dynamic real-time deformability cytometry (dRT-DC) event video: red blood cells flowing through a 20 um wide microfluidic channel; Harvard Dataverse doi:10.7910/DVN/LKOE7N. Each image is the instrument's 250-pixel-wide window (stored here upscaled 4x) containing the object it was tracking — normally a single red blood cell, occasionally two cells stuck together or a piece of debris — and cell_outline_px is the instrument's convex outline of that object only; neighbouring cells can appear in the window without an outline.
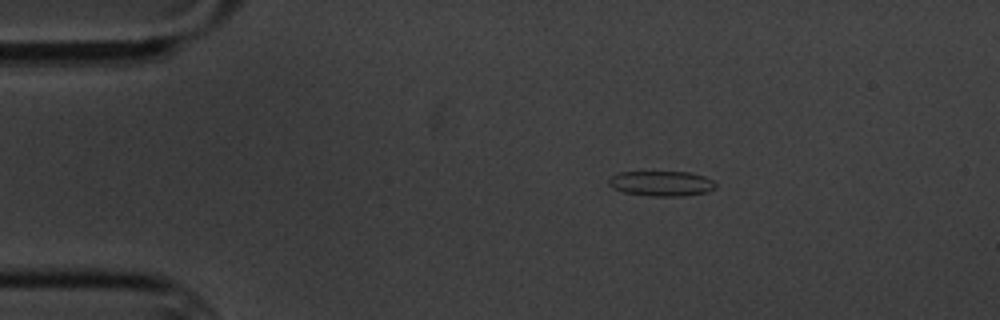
{"species": "common noctule bat (a hibernating species)", "species_latin": "Nyctalus noctula", "temperature_condition": "cold", "stored_images_in_passage": 3, "camera_frame_rate_fps": 3000, "um_per_image_px": 0.085, "animal": {"sex": "male", "body_mass_g": 20.1, "forearm_length_mm": 53.5}, "frame": {"image": 1, "passage_image": 1, "time_ms": 0.0, "image_size_px": [1000, 320], "cell_outline_px": [[716, 188], [708, 192], [684, 196], [652, 196], [624, 192], [612, 188], [608, 184], [608, 180], [612, 176], [620, 172], [688, 172], [704, 176], [712, 180], [716, 184]], "centroid_in_image_um": [56.24, 15.6], "position_along_channel_um": 28.8, "area_um2": 15.66}}